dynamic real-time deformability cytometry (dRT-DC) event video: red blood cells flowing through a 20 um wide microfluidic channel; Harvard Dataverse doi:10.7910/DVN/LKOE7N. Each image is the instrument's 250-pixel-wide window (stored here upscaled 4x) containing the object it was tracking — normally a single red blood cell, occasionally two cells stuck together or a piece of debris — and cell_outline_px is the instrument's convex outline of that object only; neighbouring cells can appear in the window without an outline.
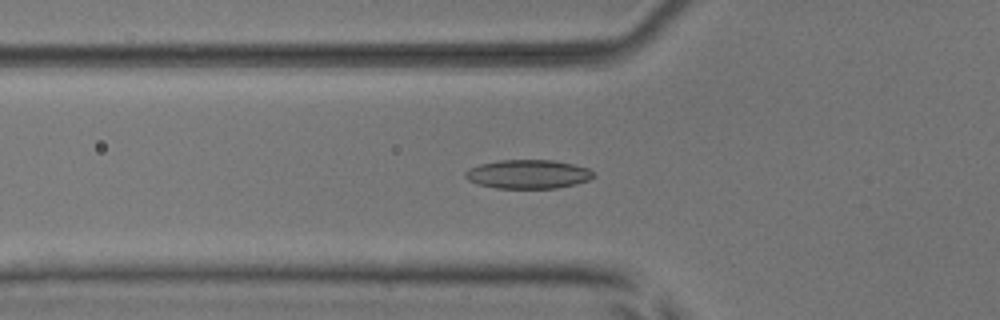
{"species": "common noctule bat (a hibernating species)", "species_latin": "Nyctalus noctula", "temperature_condition": "room temperature", "stored_images_in_passage": 52, "camera_frame_rate_fps": 3000, "um_per_image_px": 0.085, "animal": {"sex": "male", "body_mass_g": 17.9, "forearm_length_mm": 54.2}, "frame": {"image": 1, "passage_image": 18, "time_ms": 5.667, "image_size_px": [1000, 320], "cell_outline_px": [[596, 176], [588, 180], [576, 184], [556, 188], [496, 188], [476, 184], [468, 180], [464, 176], [464, 172], [468, 168], [480, 164], [500, 160], [556, 160], [588, 168], [596, 172]], "centroid_in_image_um": [44.89, 14.8], "position_along_channel_um": 80.9, "area_um2": 21.79}}
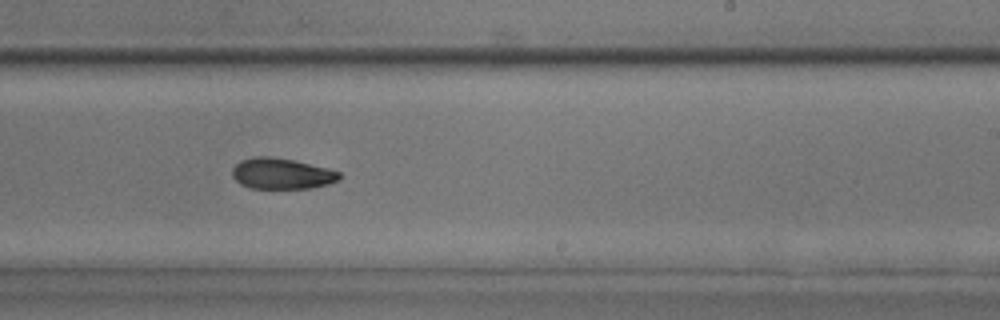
{"frame": {"image": 2, "passage_image": 32, "time_ms": 10.333, "image_size_px": [1000, 320], "cell_outline_px": [[340, 180], [328, 184], [312, 188], [252, 188], [240, 184], [232, 176], [232, 168], [240, 160], [252, 156], [272, 156], [292, 160], [328, 168], [340, 172]], "centroid_in_image_um": [23.93, 14.75], "position_along_channel_um": 265.1, "area_um2": 19.36}}
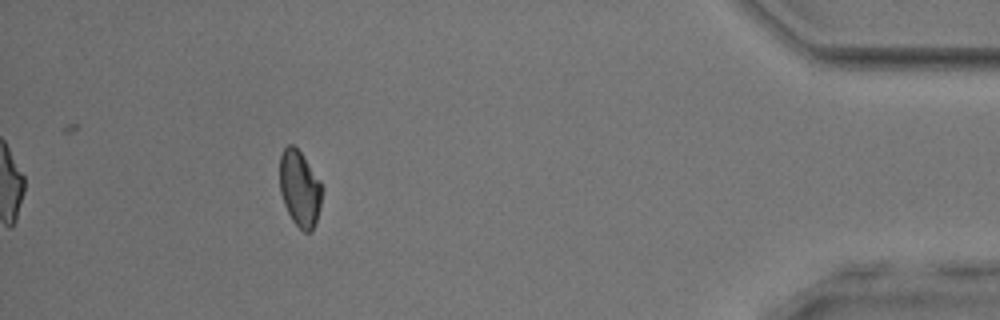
{"frame": {"image": 3, "passage_image": 47, "time_ms": 15.333, "image_size_px": [1000, 320], "cell_outline_px": [[324, 188], [320, 208], [312, 232], [304, 232], [292, 220], [284, 204], [280, 192], [280, 152], [288, 144], [292, 144], [300, 152], [320, 180]], "centroid_in_image_um": [25.49, 16.03], "position_along_channel_um": 409.7, "area_um2": 18.84}, "authors_computed_cell_mechanics": {"area_um2": 19.7676, "velocity_mm_per_s": 3.9552, "shape_relaxation_time_tau1_ms": null, "shape_relaxation_time_tau2_ms": 8.8853, "deformation_change_tau1": null, "deformation_change_tau2": 0.147}}